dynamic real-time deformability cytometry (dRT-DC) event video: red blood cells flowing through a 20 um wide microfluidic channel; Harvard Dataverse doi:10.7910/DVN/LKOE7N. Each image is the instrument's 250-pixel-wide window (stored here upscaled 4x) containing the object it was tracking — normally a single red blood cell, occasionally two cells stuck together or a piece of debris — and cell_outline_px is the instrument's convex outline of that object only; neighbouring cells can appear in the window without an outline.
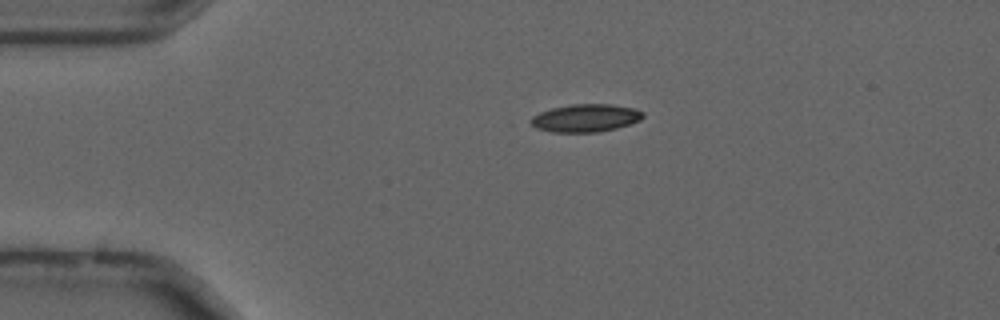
{"species": "common noctule bat (a hibernating species)", "species_latin": "Nyctalus noctula", "temperature_condition": "cold", "stored_images_in_passage": 10, "camera_frame_rate_fps": 3000, "um_per_image_px": 0.085, "animal": {"sex": "male", "forearm_length_mm": 52.5}, "frame": {"image": 1, "passage_image": 3, "time_ms": 0.667, "image_size_px": [1000, 320], "cell_outline_px": [[644, 116], [640, 120], [616, 128], [596, 132], [552, 132], [536, 128], [528, 120], [532, 116], [540, 112], [552, 108], [572, 104], [612, 104], [632, 108], [644, 112]], "centroid_in_image_um": [49.75, 10.03], "position_along_channel_um": 35.3, "area_um2": 18.09}}
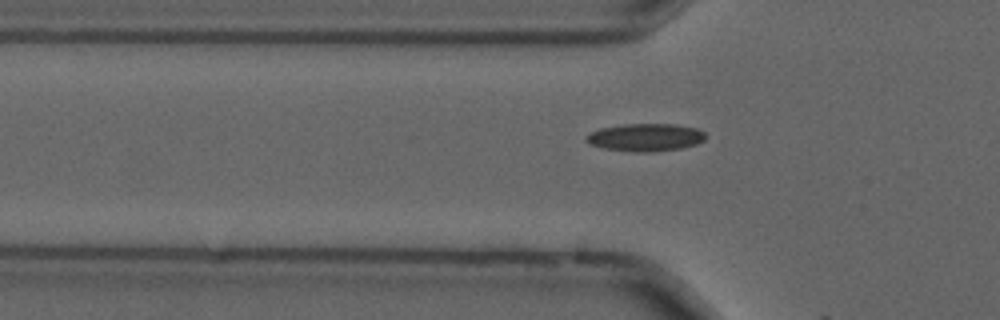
{"frame": {"image": 2, "passage_image": 9, "time_ms": 2.667, "image_size_px": [1000, 320], "cell_outline_px": [[708, 136], [704, 140], [696, 144], [680, 148], [652, 152], [636, 152], [604, 148], [588, 144], [584, 140], [584, 136], [600, 128], [624, 124], [676, 124], [696, 128], [704, 132]], "centroid_in_image_um": [54.85, 11.67], "position_along_channel_um": 70.9, "area_um2": 19.36}}